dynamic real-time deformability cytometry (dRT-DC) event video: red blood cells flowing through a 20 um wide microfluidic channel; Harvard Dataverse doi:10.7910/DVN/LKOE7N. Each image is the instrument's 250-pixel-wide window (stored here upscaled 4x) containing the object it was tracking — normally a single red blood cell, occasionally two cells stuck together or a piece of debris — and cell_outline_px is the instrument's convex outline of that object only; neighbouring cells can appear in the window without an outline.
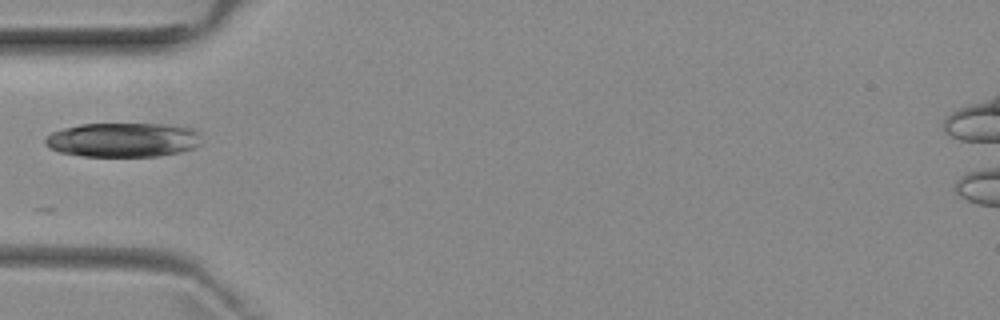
{"species": "common noctule bat (a hibernating species)", "species_latin": "Nyctalus noctula", "temperature_condition": "room temperature", "stored_images_in_passage": 3, "camera_frame_rate_fps": 3000, "um_per_image_px": 0.085, "animal": {"sex": "female", "body_mass_g": 29.2, "forearm_length_mm": 56.3}, "frame": {"image": 1, "passage_image": 3, "time_ms": 2.667, "image_size_px": [1000, 320], "cell_outline_px": [[200, 144], [192, 148], [180, 152], [160, 156], [84, 156], [60, 152], [48, 148], [44, 144], [44, 140], [52, 132], [64, 128], [80, 124], [168, 124], [196, 128], [200, 132]], "centroid_in_image_um": [10.49, 11.88], "position_along_channel_um": 74.5, "area_um2": 31.5}}